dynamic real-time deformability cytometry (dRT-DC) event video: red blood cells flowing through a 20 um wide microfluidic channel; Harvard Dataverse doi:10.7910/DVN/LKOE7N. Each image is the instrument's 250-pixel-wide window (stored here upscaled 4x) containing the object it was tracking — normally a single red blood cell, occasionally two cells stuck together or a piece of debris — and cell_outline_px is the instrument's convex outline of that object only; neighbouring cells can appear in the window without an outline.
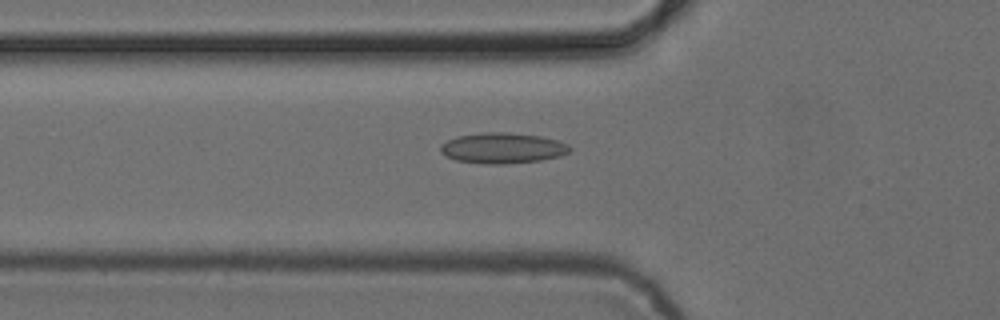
{"species": "common noctule bat (a hibernating species)", "species_latin": "Nyctalus noctula", "temperature_condition": "cold", "stored_images_in_passage": 45, "camera_frame_rate_fps": 3000, "um_per_image_px": 0.085, "animal": {"sex": "female", "body_mass_g": 24.6, "forearm_length_mm": 56.2}, "frame": {"image": 1, "passage_image": 11, "time_ms": 3.333, "image_size_px": [1000, 320], "cell_outline_px": [[572, 148], [568, 152], [560, 156], [540, 160], [504, 164], [488, 164], [456, 160], [444, 156], [440, 152], [440, 144], [456, 136], [484, 132], [508, 132], [540, 136], [556, 140], [568, 144]], "centroid_in_image_um": [42.69, 12.58], "position_along_channel_um": 83.1, "area_um2": 23.12}}
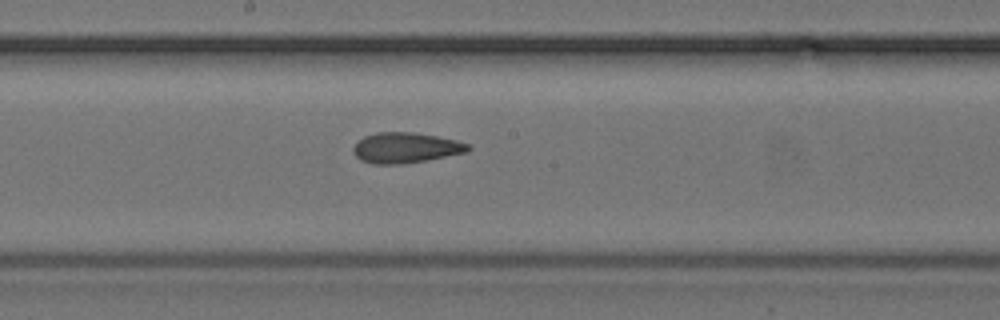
{"frame": {"image": 2, "passage_image": 21, "time_ms": 6.667, "image_size_px": [1000, 320], "cell_outline_px": [[472, 148], [468, 152], [428, 160], [400, 164], [372, 164], [360, 160], [352, 152], [352, 148], [364, 136], [376, 132], [412, 132], [436, 136], [456, 140], [468, 144]], "centroid_in_image_um": [34.48, 12.57], "position_along_channel_um": 213.7, "area_um2": 20.46}}
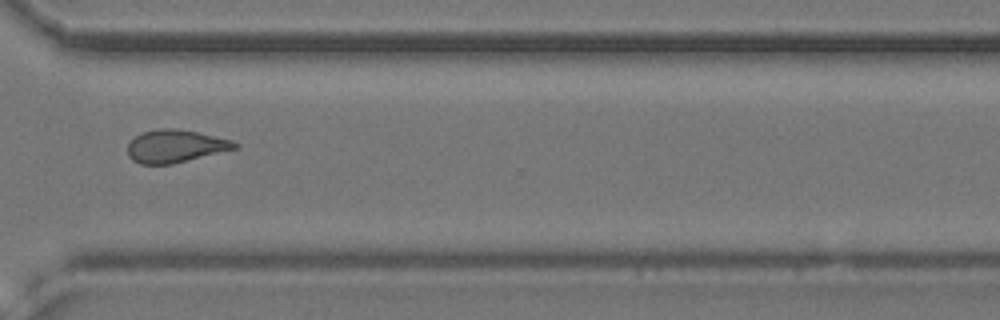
{"frame": {"image": 3, "passage_image": 32, "time_ms": 10.333, "image_size_px": [1000, 320], "cell_outline_px": [[240, 144], [236, 148], [172, 164], [140, 164], [132, 160], [128, 156], [128, 144], [136, 136], [144, 132], [156, 128], [176, 128], [196, 132], [232, 140]], "centroid_in_image_um": [14.88, 12.42], "position_along_channel_um": 355.7, "area_um2": 20.23}, "authors_computed_cell_mechanics": {"area_um2": 20.6346, "velocity_mm_per_s": 3.8901, "shape_relaxation_time_tau1_ms": null, "shape_relaxation_time_tau2_ms": 2.7655, "deformation_change_tau1": null, "deformation_change_tau2": 0.1111}}